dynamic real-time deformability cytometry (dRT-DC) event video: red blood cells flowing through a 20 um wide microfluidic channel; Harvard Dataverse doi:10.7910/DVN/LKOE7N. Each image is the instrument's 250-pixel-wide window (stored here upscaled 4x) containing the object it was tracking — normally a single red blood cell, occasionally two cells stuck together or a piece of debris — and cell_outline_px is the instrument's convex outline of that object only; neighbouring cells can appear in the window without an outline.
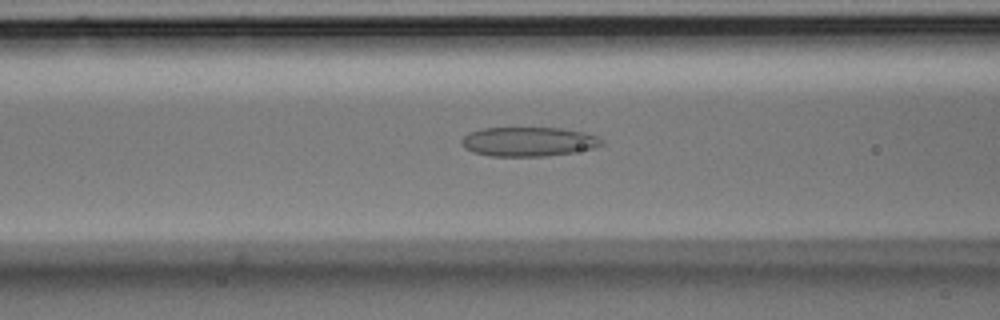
{"species": "Egyptian fruit bat (a non-hibernating species)", "species_latin": "Rousettus aegyptiacus", "temperature_condition": "room temperature", "stored_images_in_passage": 54, "camera_frame_rate_fps": 3000, "um_per_image_px": 0.085, "animal": {"sex": "male"}, "frame": {"image": 1, "passage_image": 21, "time_ms": 6.667, "image_size_px": [1000, 320], "cell_outline_px": [[604, 144], [592, 148], [572, 152], [548, 156], [492, 156], [472, 152], [464, 148], [460, 144], [460, 140], [468, 132], [484, 128], [560, 128], [580, 132], [596, 136], [604, 140]], "centroid_in_image_um": [44.86, 12.04], "position_along_channel_um": 121.7, "area_um2": 23.87}}
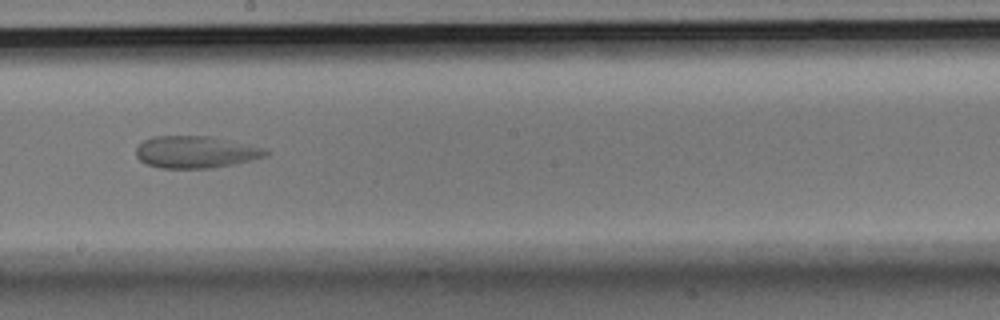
{"frame": {"image": 2, "passage_image": 30, "time_ms": 9.667, "image_size_px": [1000, 320], "cell_outline_px": [[268, 156], [232, 164], [208, 168], [160, 168], [148, 164], [140, 160], [136, 156], [136, 148], [144, 140], [152, 136], [208, 136], [264, 148], [268, 152]], "centroid_in_image_um": [16.59, 12.92], "position_along_channel_um": 231.6, "area_um2": 23.87}}
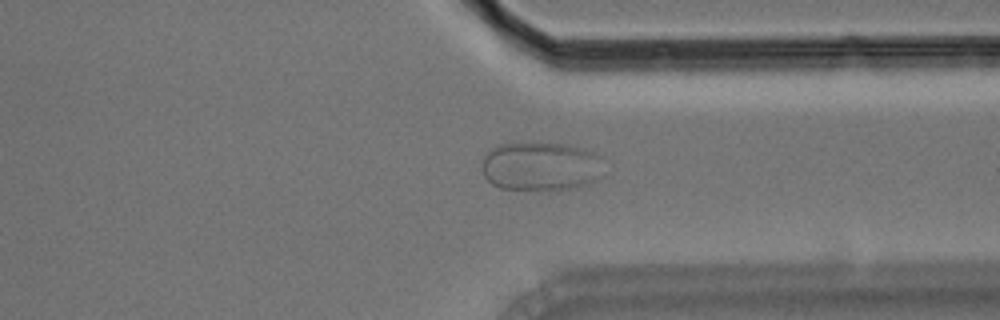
{"frame": {"image": 3, "passage_image": 41, "time_ms": 13.333, "image_size_px": [1000, 320], "cell_outline_px": [[604, 176], [600, 180], [588, 184], [572, 188], [552, 192], [500, 188], [492, 184], [484, 176], [484, 156], [492, 148], [500, 144], [568, 144], [596, 152], [604, 156]], "centroid_in_image_um": [46.1, 14.18], "position_along_channel_um": 365.3, "area_um2": 35.6}}